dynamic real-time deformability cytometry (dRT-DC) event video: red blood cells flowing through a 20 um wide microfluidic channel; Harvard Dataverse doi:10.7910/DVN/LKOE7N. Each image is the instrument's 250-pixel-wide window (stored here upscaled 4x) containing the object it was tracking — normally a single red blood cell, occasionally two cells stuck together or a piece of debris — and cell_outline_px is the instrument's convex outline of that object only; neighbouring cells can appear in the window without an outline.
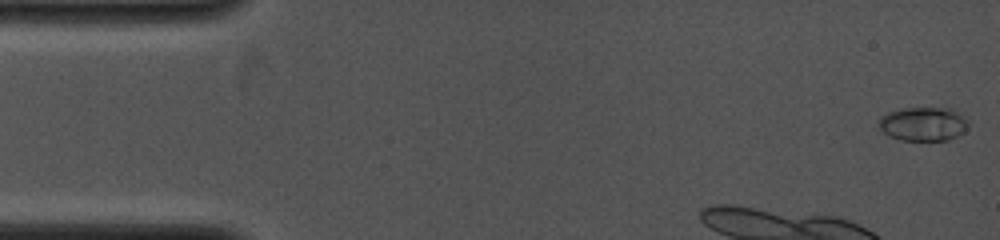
{"species": "common noctule bat (a hibernating species)", "species_latin": "Nyctalus noctula", "temperature_condition": "cold", "stored_images_in_passage": 10, "camera_frame_rate_fps": 4000, "um_per_image_px": 0.085, "animal": {"sex": "female", "body_mass_g": 19.0, "forearm_length_mm": 53.3}, "frame": {"image": 1, "passage_image": 1, "time_ms": 0.0, "image_size_px": [1000, 240], "cell_outline_px": [[968, 128], [964, 132], [948, 140], [900, 140], [888, 136], [880, 128], [880, 116], [888, 112], [904, 108], [952, 108], [968, 124]], "centroid_in_image_um": [78.45, 10.54], "position_along_channel_um": 6.6, "area_um2": 17.46}}
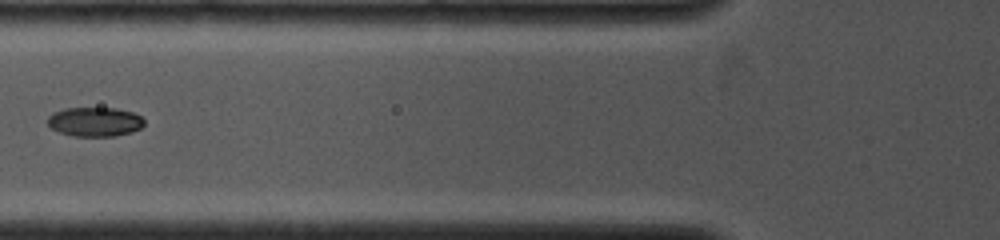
{"frame": {"image": 2, "passage_image": 9, "time_ms": 5.5, "image_size_px": [1000, 240], "cell_outline_px": [[144, 124], [140, 128], [132, 132], [116, 136], [72, 136], [60, 132], [52, 128], [48, 124], [48, 116], [52, 112], [64, 108], [116, 108], [132, 112], [140, 116], [144, 120]], "centroid_in_image_um": [8.05, 10.35], "position_along_channel_um": 117.7, "area_um2": 16.53}}
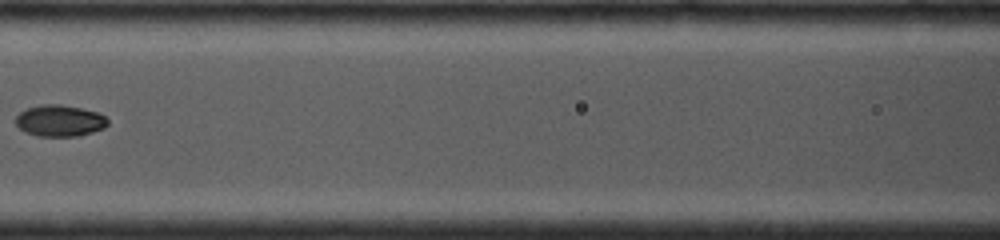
{"frame": {"image": 3, "passage_image": 10, "time_ms": 6.5, "image_size_px": [1000, 240], "cell_outline_px": [[108, 124], [104, 128], [92, 132], [76, 136], [36, 136], [24, 132], [16, 124], [16, 116], [20, 112], [28, 108], [40, 104], [60, 104], [100, 112], [108, 120]], "centroid_in_image_um": [5.08, 10.26], "position_along_channel_um": 161.5, "area_um2": 16.94}}